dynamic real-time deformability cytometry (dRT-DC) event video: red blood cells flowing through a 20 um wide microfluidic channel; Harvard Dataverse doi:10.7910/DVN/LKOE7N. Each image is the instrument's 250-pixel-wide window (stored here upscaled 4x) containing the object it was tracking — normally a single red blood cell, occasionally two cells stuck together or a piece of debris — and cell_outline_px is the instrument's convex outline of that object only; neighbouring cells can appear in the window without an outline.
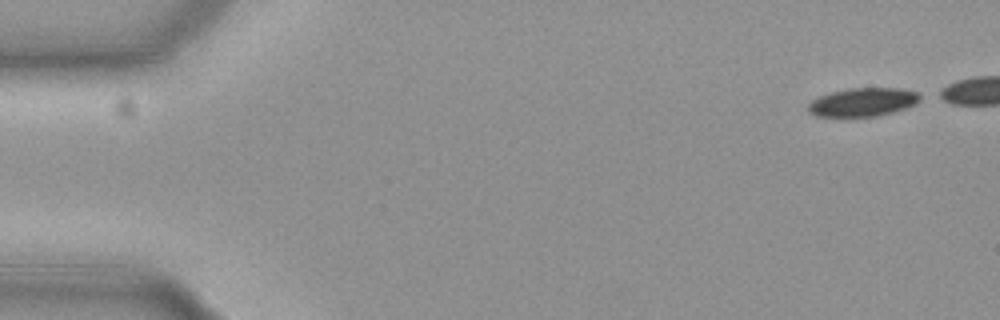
{"species": "common noctule bat (a hibernating species)", "species_latin": "Nyctalus noctula", "temperature_condition": "cold", "stored_images_in_passage": 44, "camera_frame_rate_fps": 3000, "um_per_image_px": 0.085, "animal": {"sex": "female", "body_mass_g": 19.3, "forearm_length_mm": 54.1}, "frame": {"image": 1, "passage_image": 1, "time_ms": 0.0, "image_size_px": [1000, 320], "cell_outline_px": [[924, 96], [916, 104], [908, 108], [876, 116], [816, 116], [808, 112], [808, 104], [812, 100], [820, 96], [832, 92], [848, 88], [900, 88], [916, 92]], "centroid_in_image_um": [73.39, 8.67], "position_along_channel_um": 11.6, "area_um2": 18.61}}
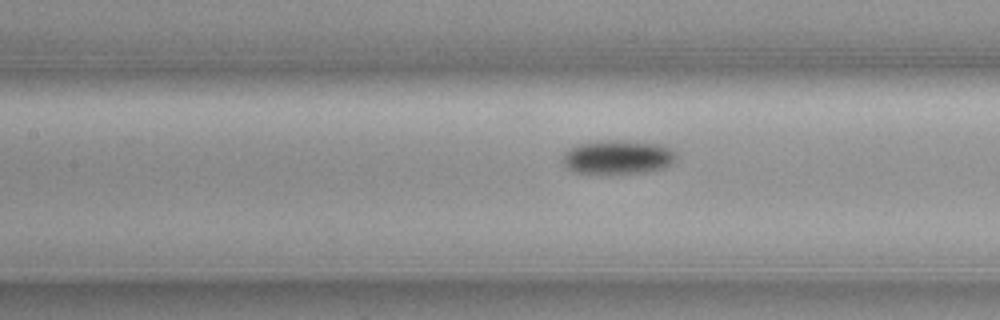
{"frame": {"image": 2, "passage_image": 23, "time_ms": 7.333, "image_size_px": [1000, 320], "cell_outline_px": [[676, 156], [668, 164], [660, 168], [644, 172], [576, 172], [568, 168], [564, 164], [564, 152], [568, 148], [580, 144], [596, 140], [624, 140], [664, 144], [676, 152]], "centroid_in_image_um": [52.51, 13.3], "position_along_channel_um": 154.9, "area_um2": 22.02}}
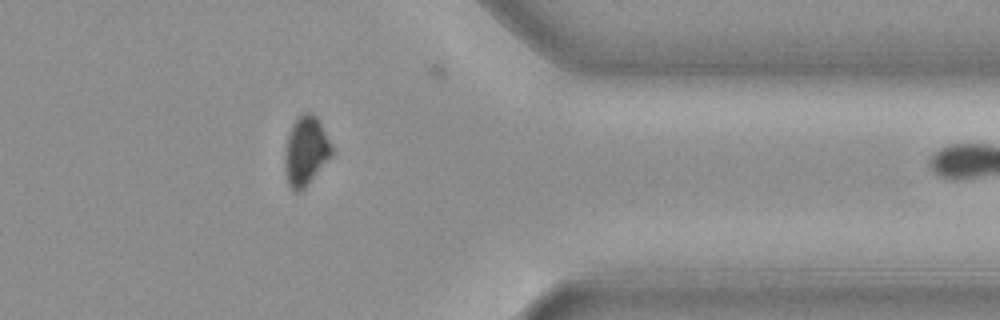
{"frame": {"image": 3, "passage_image": 43, "time_ms": 14.0, "image_size_px": [1000, 320], "cell_outline_px": [[332, 156], [304, 188], [296, 192], [288, 184], [284, 168], [284, 152], [288, 132], [292, 124], [304, 112], [312, 112], [316, 116], [332, 144]], "centroid_in_image_um": [25.98, 12.82], "position_along_channel_um": 385.4, "area_um2": 18.9}}